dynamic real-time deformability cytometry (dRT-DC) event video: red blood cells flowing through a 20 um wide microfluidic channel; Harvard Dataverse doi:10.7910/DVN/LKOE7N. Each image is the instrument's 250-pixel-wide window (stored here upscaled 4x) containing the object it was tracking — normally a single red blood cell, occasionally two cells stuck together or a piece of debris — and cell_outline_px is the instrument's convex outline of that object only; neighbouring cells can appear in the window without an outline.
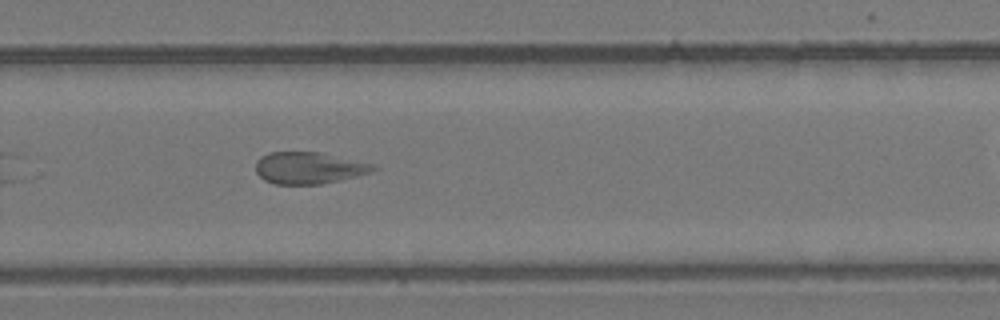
{"species": "common noctule bat (a hibernating species)", "species_latin": "Nyctalus noctula", "temperature_condition": "room temperature", "stored_images_in_passage": 27, "camera_frame_rate_fps": 3000, "um_per_image_px": 0.085, "animal": {"sex": "female", "body_mass_g": 24.6, "forearm_length_mm": 56.2}, "frame": {"image": 1, "passage_image": 20, "time_ms": 6.333, "image_size_px": [1000, 320], "cell_outline_px": [[380, 168], [356, 176], [340, 180], [320, 184], [276, 184], [264, 180], [256, 172], [256, 160], [260, 156], [268, 152], [320, 152], [372, 164]], "centroid_in_image_um": [26.21, 14.27], "position_along_channel_um": 303.6, "area_um2": 21.62}}
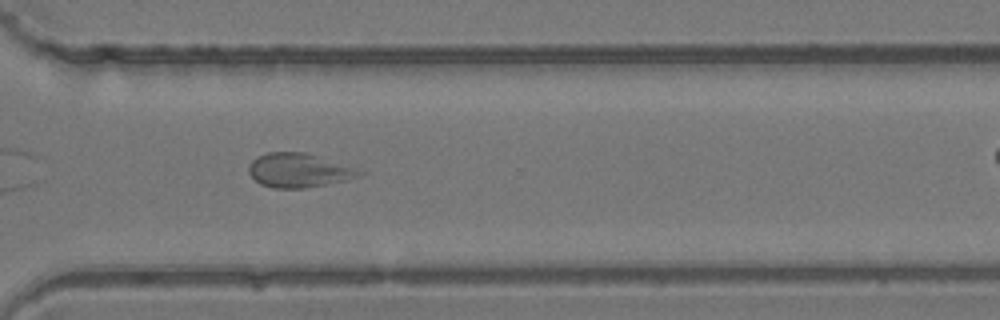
{"frame": {"image": 2, "passage_image": 23, "time_ms": 7.333, "image_size_px": [1000, 320], "cell_outline_px": [[368, 172], [360, 176], [328, 184], [304, 188], [272, 188], [260, 184], [248, 172], [248, 164], [256, 156], [264, 152], [304, 152]], "centroid_in_image_um": [25.36, 14.48], "position_along_channel_um": 345.2, "area_um2": 21.96}}